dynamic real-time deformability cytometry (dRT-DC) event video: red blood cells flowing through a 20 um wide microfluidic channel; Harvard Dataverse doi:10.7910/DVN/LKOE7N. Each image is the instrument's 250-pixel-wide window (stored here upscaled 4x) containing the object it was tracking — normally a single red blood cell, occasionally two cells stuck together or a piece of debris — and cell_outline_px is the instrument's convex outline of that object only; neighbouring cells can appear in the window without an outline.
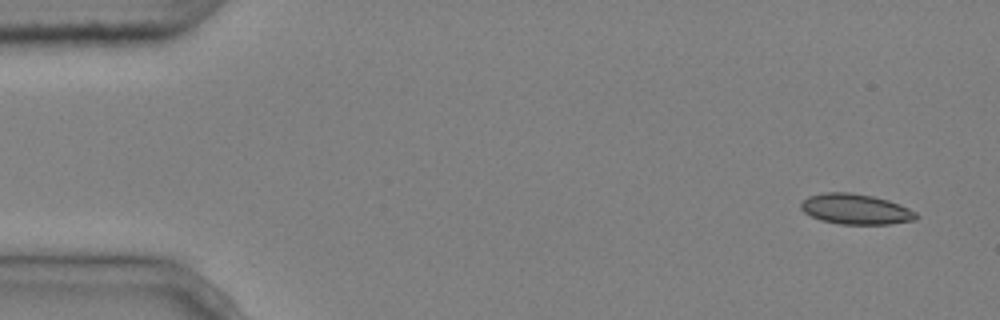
{"species": "common noctule bat (a hibernating species)", "species_latin": "Nyctalus noctula", "temperature_condition": "cold", "stored_images_in_passage": 4, "camera_frame_rate_fps": 3000, "um_per_image_px": 0.085, "animal": {"sex": "male", "body_mass_g": 20.4}, "frame": {"image": 1, "passage_image": 1, "time_ms": 0.0, "image_size_px": [1000, 320], "cell_outline_px": [[920, 216], [916, 220], [888, 224], [840, 224], [820, 220], [804, 212], [800, 208], [800, 204], [808, 196], [824, 192], [848, 192], [872, 196], [888, 200], [908, 208], [916, 212]], "centroid_in_image_um": [72.73, 17.78], "position_along_channel_um": 12.3, "area_um2": 20.4}}
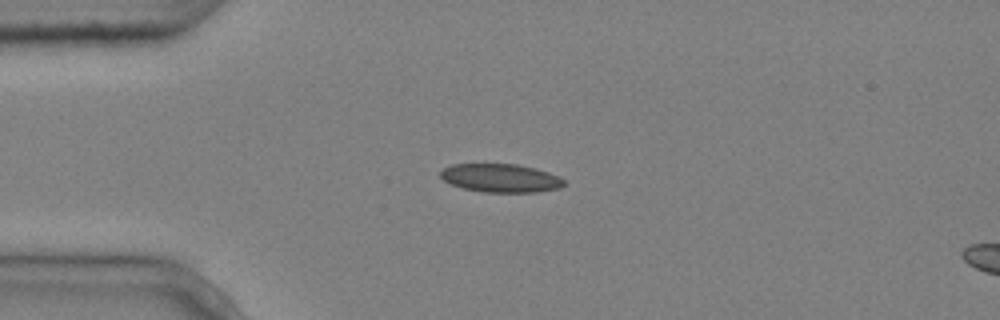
{"frame": {"image": 2, "passage_image": 4, "time_ms": 1.0, "image_size_px": [1000, 320], "cell_outline_px": [[564, 184], [560, 188], [536, 192], [484, 192], [464, 188], [452, 184], [444, 180], [440, 176], [440, 172], [444, 168], [452, 164], [516, 164], [536, 168], [560, 176], [564, 180]], "centroid_in_image_um": [42.58, 15.13], "position_along_channel_um": 42.4, "area_um2": 20.4}}